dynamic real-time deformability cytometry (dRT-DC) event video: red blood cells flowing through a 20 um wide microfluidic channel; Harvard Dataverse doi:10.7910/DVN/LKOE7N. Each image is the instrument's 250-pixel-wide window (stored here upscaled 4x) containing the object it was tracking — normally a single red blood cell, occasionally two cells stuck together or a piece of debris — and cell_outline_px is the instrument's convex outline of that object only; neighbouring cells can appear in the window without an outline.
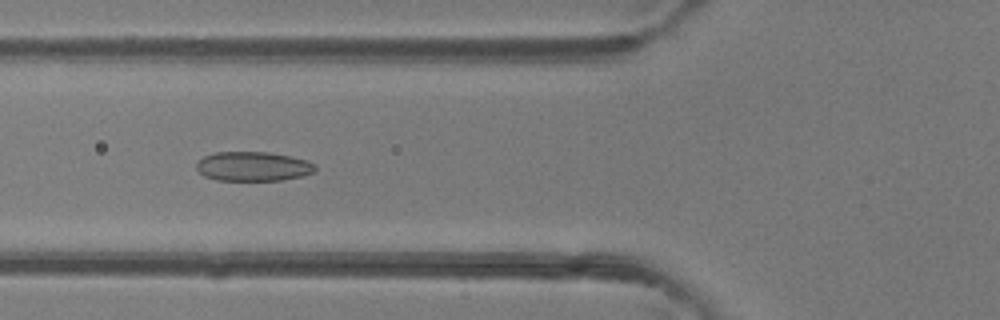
{"species": "common noctule bat (a hibernating species)", "species_latin": "Nyctalus noctula", "temperature_condition": "room temperature", "stored_images_in_passage": 36, "camera_frame_rate_fps": 3000, "um_per_image_px": 0.085, "animal": {"sex": "female"}, "frame": {"image": 1, "passage_image": 6, "time_ms": 1.667, "image_size_px": [1000, 320], "cell_outline_px": [[316, 172], [300, 176], [280, 180], [216, 180], [204, 176], [196, 168], [196, 164], [204, 156], [216, 152], [268, 152], [308, 160], [316, 164]], "centroid_in_image_um": [21.53, 14.14], "position_along_channel_um": 104.3, "area_um2": 20.29}}
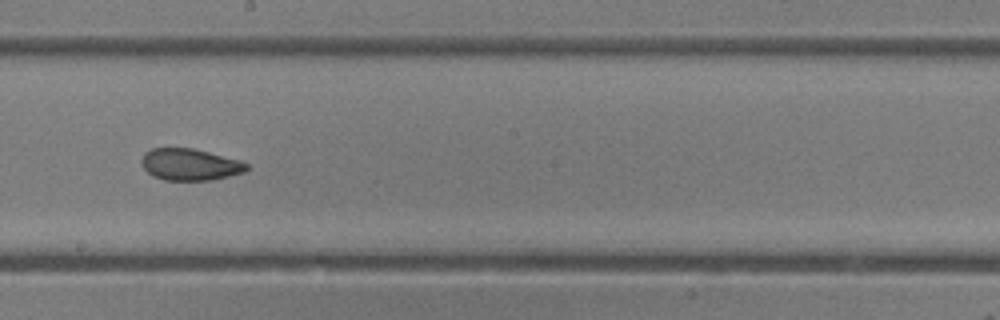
{"frame": {"image": 2, "passage_image": 15, "time_ms": 4.667, "image_size_px": [1000, 320], "cell_outline_px": [[248, 168], [244, 172], [212, 180], [164, 180], [152, 176], [144, 168], [140, 160], [144, 152], [152, 148], [192, 148], [240, 160], [248, 164]], "centroid_in_image_um": [16.12, 13.98], "position_along_channel_um": 232.1, "area_um2": 19.42}}
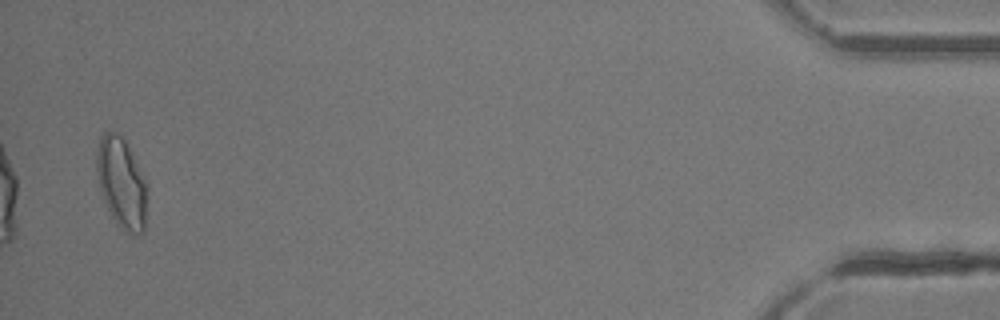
{"frame": {"image": 3, "passage_image": 35, "time_ms": 11.333, "image_size_px": [1000, 320], "cell_outline_px": [[144, 232], [140, 236], [136, 236], [124, 232], [116, 224], [104, 200], [100, 188], [96, 172], [96, 152], [100, 136], [104, 132], [116, 132], [124, 140], [132, 152], [144, 176]], "centroid_in_image_um": [10.29, 15.55], "position_along_channel_um": 424.9, "area_um2": 26.24}, "authors_computed_cell_mechanics": {"area_um2": 20.2589, "velocity_mm_per_s": 4.2485, "shape_relaxation_time_tau1_ms": 9.6965, "shape_relaxation_time_tau2_ms": 1.6515, "deformation_change_tau1": 0.1961, "deformation_change_tau2": 0.0784}}